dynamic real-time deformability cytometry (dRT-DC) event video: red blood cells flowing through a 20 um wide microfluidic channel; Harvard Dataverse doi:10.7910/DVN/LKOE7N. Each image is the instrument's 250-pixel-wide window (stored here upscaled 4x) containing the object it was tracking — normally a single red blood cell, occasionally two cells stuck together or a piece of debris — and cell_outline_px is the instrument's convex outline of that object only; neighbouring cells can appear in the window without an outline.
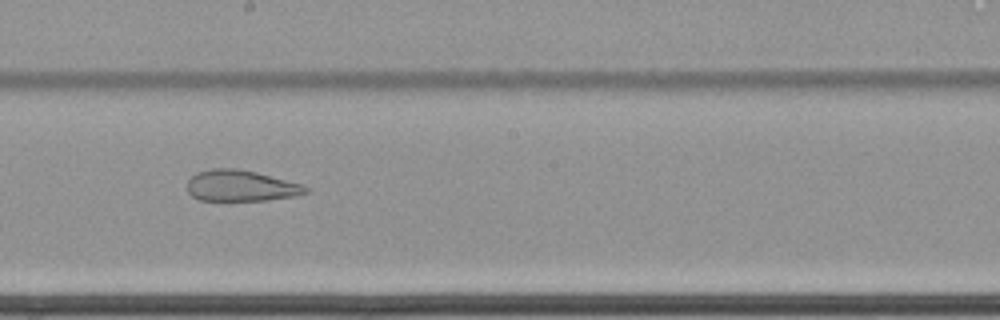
{"species": "common noctule bat (a hibernating species)", "species_latin": "Nyctalus noctula", "temperature_condition": "cold", "stored_images_in_passage": 63, "camera_frame_rate_fps": 3000, "um_per_image_px": 0.085, "animal": {"sex": "female", "body_mass_g": 22.7, "forearm_length_mm": 54.2}, "frame": {"image": 1, "passage_image": 38, "time_ms": 12.333, "image_size_px": [1000, 320], "cell_outline_px": [[312, 192], [296, 196], [268, 200], [200, 200], [192, 196], [188, 192], [188, 180], [196, 172], [212, 168], [236, 168], [256, 172], [304, 184], [312, 188]], "centroid_in_image_um": [20.55, 15.79], "position_along_channel_um": 227.6, "area_um2": 21.79}}
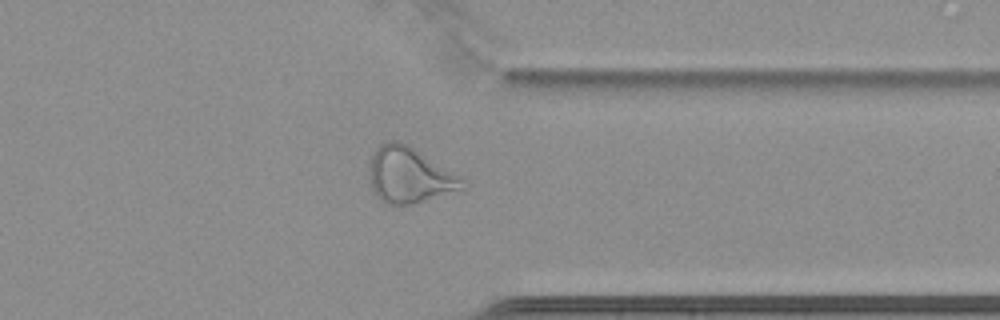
{"frame": {"image": 2, "passage_image": 51, "time_ms": 16.667, "image_size_px": [1000, 320], "cell_outline_px": [[468, 188], [412, 204], [384, 204], [372, 192], [368, 180], [368, 168], [372, 156], [376, 148], [380, 144], [388, 140], [396, 140], [412, 148], [460, 176], [464, 180]], "centroid_in_image_um": [34.75, 14.92], "position_along_channel_um": 376.7, "area_um2": 30.23}}